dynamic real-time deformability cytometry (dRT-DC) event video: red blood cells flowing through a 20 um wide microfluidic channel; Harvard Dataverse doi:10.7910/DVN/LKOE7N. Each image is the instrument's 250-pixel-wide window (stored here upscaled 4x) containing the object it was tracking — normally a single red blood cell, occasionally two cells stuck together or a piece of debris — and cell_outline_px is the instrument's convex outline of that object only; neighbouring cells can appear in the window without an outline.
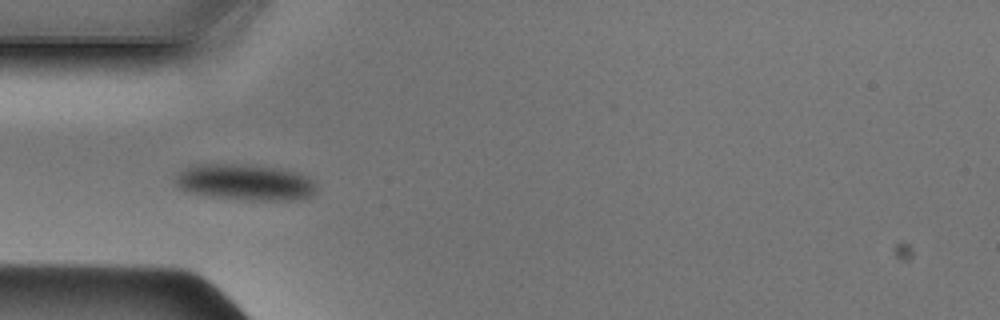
{"species": "Egyptian fruit bat (a non-hibernating species)", "species_latin": "Rousettus aegyptiacus", "temperature_condition": "cold", "stored_images_in_passage": 27, "camera_frame_rate_fps": 3000, "um_per_image_px": 0.085, "animal": {"sex": "male"}, "frame": {"image": 1, "passage_image": 1, "time_ms": 0.0, "image_size_px": [1000, 320], "cell_outline_px": [[316, 192], [312, 196], [292, 200], [252, 200], [208, 196], [192, 192], [180, 188], [172, 180], [184, 168], [196, 164], [248, 164], [276, 168], [296, 172], [308, 176], [316, 184]], "centroid_in_image_um": [20.84, 15.48], "position_along_channel_um": 64.2, "area_um2": 29.77}}